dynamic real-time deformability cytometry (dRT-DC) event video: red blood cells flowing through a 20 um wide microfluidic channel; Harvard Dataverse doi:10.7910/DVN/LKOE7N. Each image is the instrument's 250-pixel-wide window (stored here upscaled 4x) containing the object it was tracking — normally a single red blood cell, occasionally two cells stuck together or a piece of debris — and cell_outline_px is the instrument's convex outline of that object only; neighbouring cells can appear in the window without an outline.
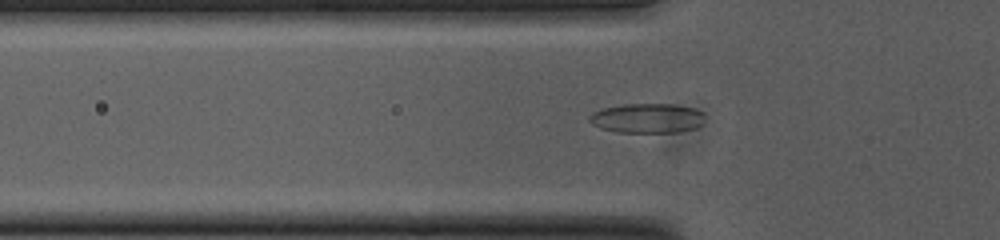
{"species": "common noctule bat (a hibernating species)", "species_latin": "Nyctalus noctula", "temperature_condition": "cold", "stored_images_in_passage": 46, "camera_frame_rate_fps": 3000, "um_per_image_px": 0.085, "animal": {"sex": "female", "body_mass_g": 23.0, "forearm_length_mm": 53.4}, "frame": {"image": 1, "passage_image": 10, "time_ms": 3.0, "image_size_px": [1000, 240], "cell_outline_px": [[704, 112], [700, 124], [696, 128], [680, 132], [616, 132], [600, 128], [592, 124], [588, 120], [588, 116], [592, 112], [604, 108], [624, 104], [672, 104], [692, 108]], "centroid_in_image_um": [54.97, 10.05], "position_along_channel_um": 70.8, "area_um2": 19.88}}
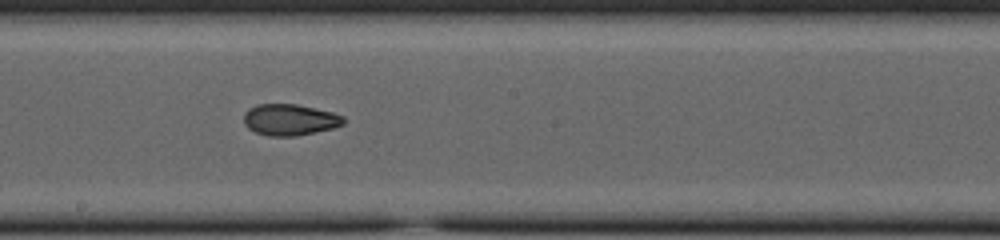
{"frame": {"image": 2, "passage_image": 22, "time_ms": 7.0, "image_size_px": [1000, 240], "cell_outline_px": [[344, 124], [332, 128], [296, 136], [268, 136], [256, 132], [248, 128], [244, 124], [244, 112], [248, 108], [256, 104], [296, 104], [332, 112], [344, 116]], "centroid_in_image_um": [24.6, 10.17], "position_along_channel_um": 223.6, "area_um2": 18.21}}
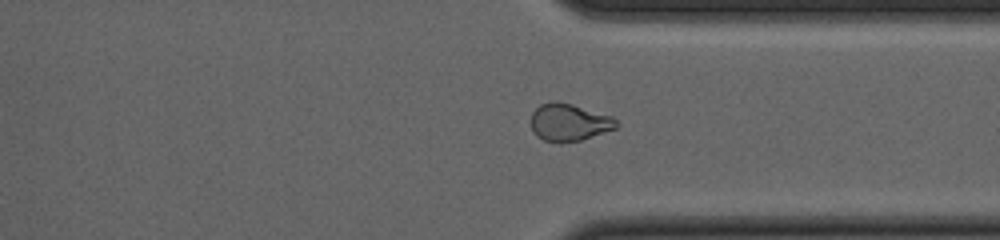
{"frame": {"image": 3, "passage_image": 33, "time_ms": 10.667, "image_size_px": [1000, 240], "cell_outline_px": [[620, 124], [616, 128], [580, 140], [544, 140], [536, 136], [532, 132], [532, 112], [540, 104], [552, 100], [556, 100], [572, 104], [612, 116]], "centroid_in_image_um": [48.37, 10.35], "position_along_channel_um": 363.0, "area_um2": 18.26}, "authors_computed_cell_mechanics": {"area_um2": 18.9873, "velocity_mm_per_s": 3.8063, "shape_relaxation_time_tau1_ms": 10.1123, "shape_relaxation_time_tau2_ms": 2.7552, "deformation_change_tau1": 0.1846, "deformation_change_tau2": 0.0812}}